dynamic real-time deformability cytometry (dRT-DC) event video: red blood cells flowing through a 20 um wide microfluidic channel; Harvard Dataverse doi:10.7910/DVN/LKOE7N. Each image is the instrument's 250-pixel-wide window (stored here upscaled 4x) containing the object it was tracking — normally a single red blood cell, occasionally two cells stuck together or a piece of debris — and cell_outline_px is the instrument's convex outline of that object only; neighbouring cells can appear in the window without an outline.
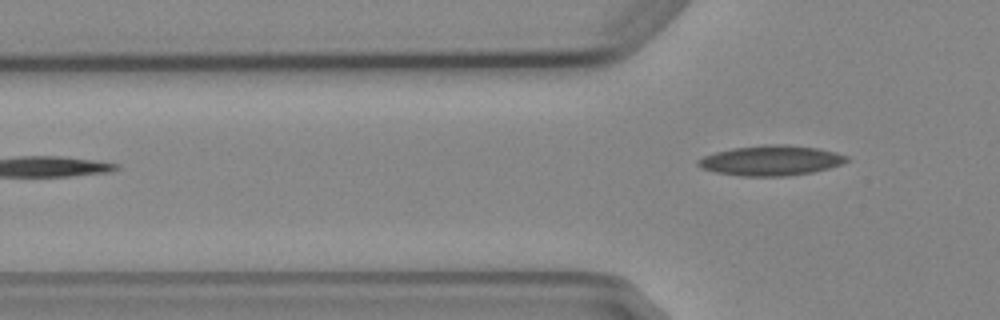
{"species": "Egyptian fruit bat (a non-hibernating species)", "species_latin": "Rousettus aegyptiacus", "temperature_condition": "cold", "stored_images_in_passage": 2, "camera_frame_rate_fps": 3000, "um_per_image_px": 0.085, "animal": {"sex": "female"}, "frame": {"image": 1, "passage_image": 2, "time_ms": 1.333, "image_size_px": [1000, 320], "cell_outline_px": [[848, 160], [840, 164], [828, 168], [812, 172], [788, 176], [740, 176], [716, 172], [704, 168], [696, 164], [696, 160], [704, 156], [716, 152], [732, 148], [764, 144], [784, 144], [820, 148], [836, 152], [848, 156]], "centroid_in_image_um": [65.54, 13.63], "position_along_channel_um": 60.3, "area_um2": 26.07}}